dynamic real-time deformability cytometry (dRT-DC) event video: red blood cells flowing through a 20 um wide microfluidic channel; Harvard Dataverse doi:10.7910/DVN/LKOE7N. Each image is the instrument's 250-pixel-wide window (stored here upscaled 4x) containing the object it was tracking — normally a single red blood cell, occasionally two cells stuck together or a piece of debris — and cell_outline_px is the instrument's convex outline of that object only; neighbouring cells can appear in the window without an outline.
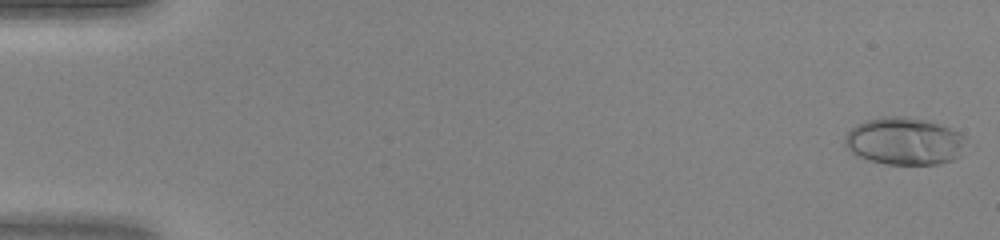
{"species": "human", "species_latin": "Homo sapiens", "temperature_condition": "warm", "stored_images_in_passage": 47, "camera_frame_rate_fps": 3000, "um_per_image_px": 0.085, "donor": {"sex": "female"}, "frame": {"image": 1, "passage_image": 1, "time_ms": 0.0, "image_size_px": [1000, 240], "cell_outline_px": [[968, 136], [960, 156], [952, 160], [936, 164], [884, 164], [860, 156], [852, 152], [844, 144], [844, 140], [848, 132], [856, 124], [864, 120], [884, 116], [904, 116], [928, 120], [940, 124], [960, 132]], "centroid_in_image_um": [76.91, 11.98], "position_along_channel_um": 8.1, "area_um2": 33.64}}
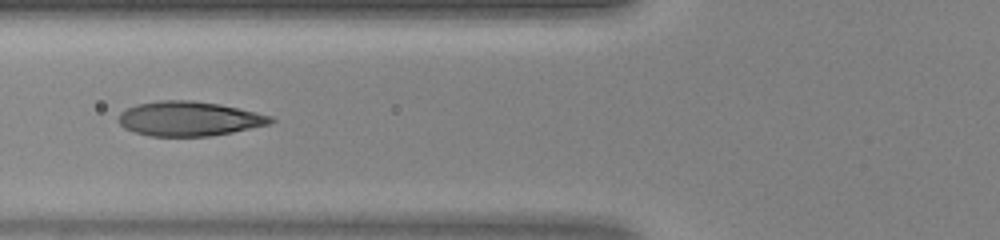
{"frame": {"image": 2, "passage_image": 19, "time_ms": 6.0, "image_size_px": [1000, 240], "cell_outline_px": [[276, 120], [268, 124], [232, 132], [208, 136], [148, 136], [124, 128], [116, 120], [120, 112], [136, 104], [156, 100], [192, 100], [220, 104], [256, 112], [272, 116]], "centroid_in_image_um": [16.03, 10.08], "position_along_channel_um": 109.8, "area_um2": 30.69}}
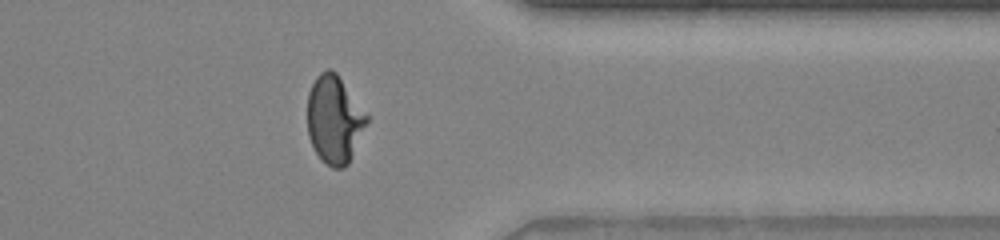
{"frame": {"image": 3, "passage_image": 38, "time_ms": 12.333, "image_size_px": [1000, 240], "cell_outline_px": [[368, 120], [348, 164], [344, 168], [332, 168], [316, 152], [308, 136], [308, 92], [316, 76], [320, 72], [328, 68], [332, 68], [336, 72], [368, 116]], "centroid_in_image_um": [28.4, 10.13], "position_along_channel_um": 383.0, "area_um2": 29.94}}